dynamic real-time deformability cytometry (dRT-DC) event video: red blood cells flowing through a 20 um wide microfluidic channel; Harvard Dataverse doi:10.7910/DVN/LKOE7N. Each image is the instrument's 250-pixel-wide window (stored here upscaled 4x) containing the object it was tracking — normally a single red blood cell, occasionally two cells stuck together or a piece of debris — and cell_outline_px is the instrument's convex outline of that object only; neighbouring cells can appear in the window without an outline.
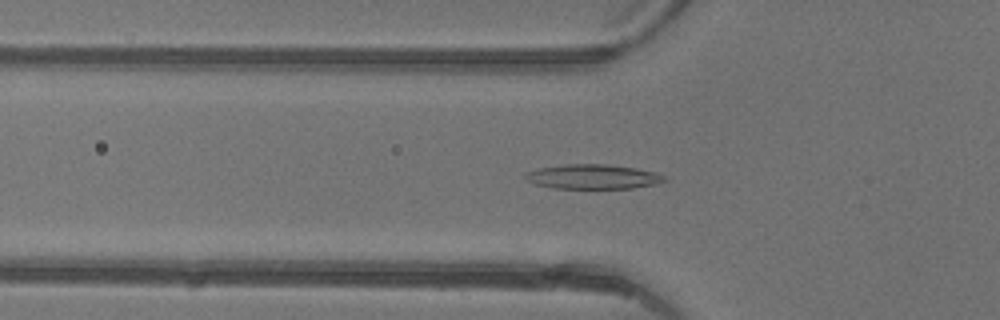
{"species": "common noctule bat (a hibernating species)", "species_latin": "Nyctalus noctula", "temperature_condition": "warm", "stored_images_in_passage": 36, "camera_frame_rate_fps": 3000, "um_per_image_px": 0.085, "animal": {"sex": "female"}, "frame": {"image": 1, "passage_image": 5, "time_ms": 1.333, "image_size_px": [1000, 320], "cell_outline_px": [[668, 180], [656, 184], [632, 188], [552, 188], [532, 184], [524, 180], [524, 176], [528, 172], [540, 168], [564, 164], [608, 164], [636, 168], [656, 172], [664, 176]], "centroid_in_image_um": [50.38, 15.02], "position_along_channel_um": 75.4, "area_um2": 20.06}}
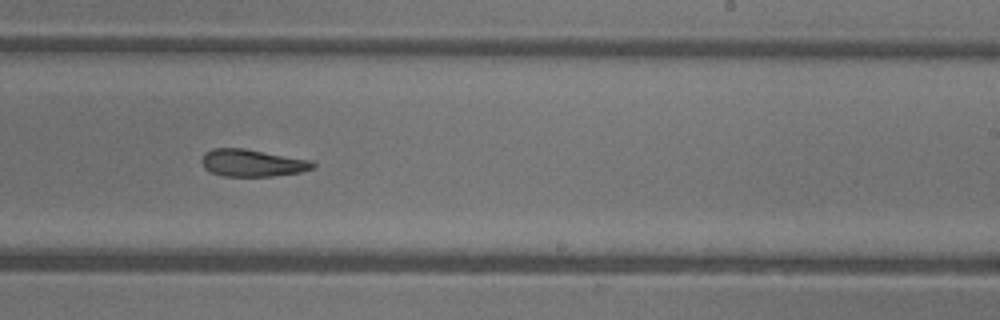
{"frame": {"image": 2, "passage_image": 18, "time_ms": 5.667, "image_size_px": [1000, 320], "cell_outline_px": [[316, 164], [312, 168], [300, 172], [272, 176], [224, 176], [212, 172], [204, 168], [200, 160], [204, 152], [212, 148], [244, 148], [312, 160]], "centroid_in_image_um": [21.42, 13.84], "position_along_channel_um": 267.6, "area_um2": 17.69}}
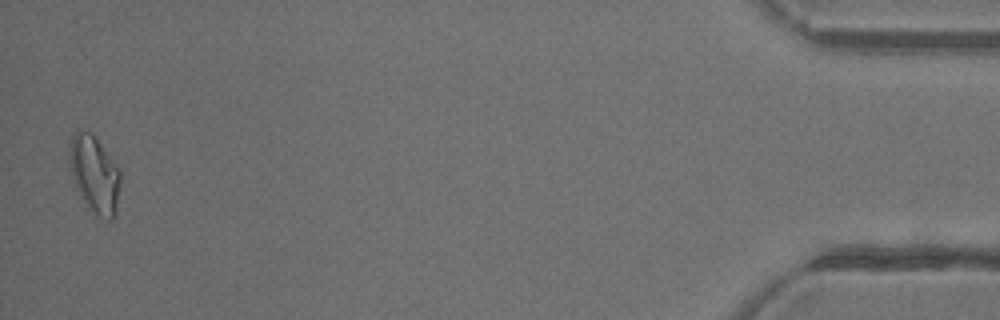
{"frame": {"image": 3, "passage_image": 35, "time_ms": 11.333, "image_size_px": [1000, 320], "cell_outline_px": [[120, 184], [116, 216], [112, 220], [108, 220], [96, 216], [88, 208], [80, 196], [76, 188], [68, 168], [68, 160], [72, 136], [76, 128], [80, 128], [88, 132], [100, 144], [120, 172]], "centroid_in_image_um": [8.0, 14.87], "position_along_channel_um": 427.2, "area_um2": 23.0}, "authors_computed_cell_mechanics": {"area_um2": 18.6405, "velocity_mm_per_s": 4.4183, "shape_relaxation_time_tau1_ms": 11.0172, "shape_relaxation_time_tau2_ms": 8.2255, "deformation_change_tau1": 0.2664, "deformation_change_tau2": 0.1766}}